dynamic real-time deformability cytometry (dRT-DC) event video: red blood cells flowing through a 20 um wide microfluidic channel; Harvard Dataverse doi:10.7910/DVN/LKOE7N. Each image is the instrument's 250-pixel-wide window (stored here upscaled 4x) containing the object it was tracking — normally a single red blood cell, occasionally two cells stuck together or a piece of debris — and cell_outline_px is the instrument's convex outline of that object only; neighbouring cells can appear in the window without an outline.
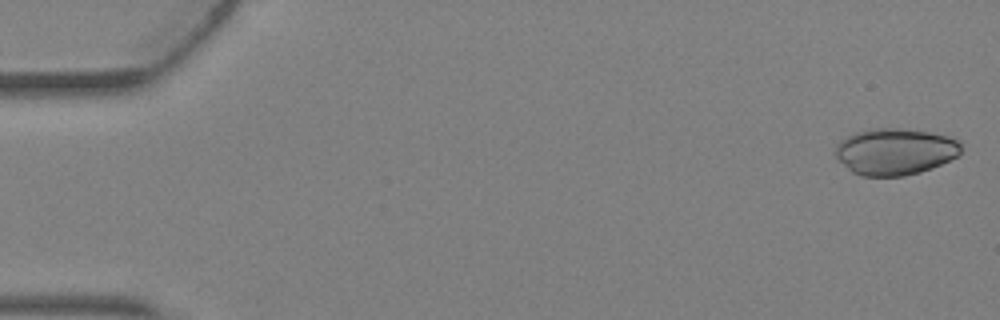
{"species": "Egyptian fruit bat (a non-hibernating species)", "species_latin": "Rousettus aegyptiacus", "temperature_condition": "warm", "stored_images_in_passage": 5, "camera_frame_rate_fps": 3000, "um_per_image_px": 0.085, "animal": {"sex": "female"}, "frame": {"image": 1, "passage_image": 1, "time_ms": 0.0, "image_size_px": [1000, 320], "cell_outline_px": [[960, 152], [956, 156], [932, 168], [920, 172], [904, 176], [860, 176], [852, 172], [836, 156], [836, 148], [840, 140], [856, 132], [868, 128], [896, 128], [928, 132], [948, 136], [960, 140]], "centroid_in_image_um": [76.07, 12.88], "position_along_channel_um": 8.9, "area_um2": 33.93}}
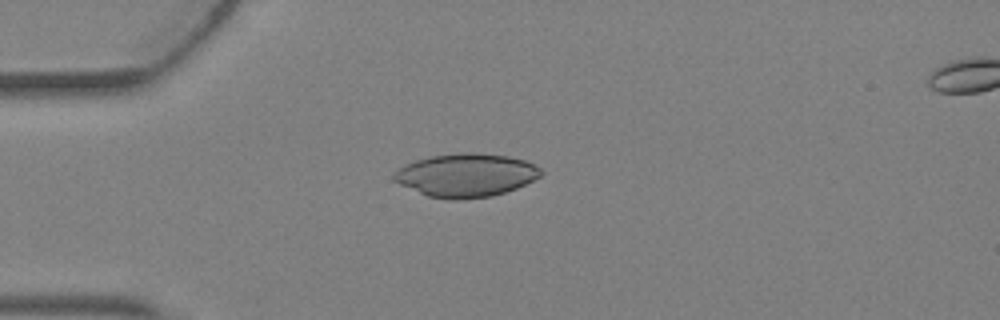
{"frame": {"image": 2, "passage_image": 4, "time_ms": 1.0, "image_size_px": [1000, 320], "cell_outline_px": [[544, 172], [540, 176], [516, 188], [492, 196], [456, 200], [448, 200], [428, 196], [400, 184], [392, 180], [392, 176], [400, 168], [416, 160], [432, 156], [468, 152], [472, 152], [508, 156], [524, 160], [540, 168]], "centroid_in_image_um": [39.61, 14.9], "position_along_channel_um": 45.4, "area_um2": 36.7}}